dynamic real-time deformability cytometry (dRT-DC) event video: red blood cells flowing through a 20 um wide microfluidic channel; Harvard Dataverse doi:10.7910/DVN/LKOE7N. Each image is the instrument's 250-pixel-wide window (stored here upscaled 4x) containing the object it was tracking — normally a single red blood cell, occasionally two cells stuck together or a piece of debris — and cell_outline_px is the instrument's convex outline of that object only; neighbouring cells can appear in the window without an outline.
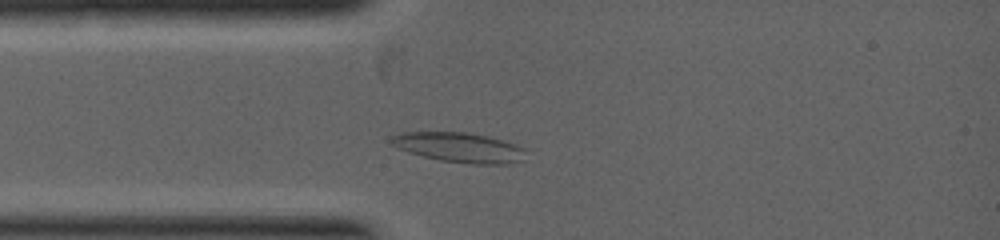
{"species": "common noctule bat (a hibernating species)", "species_latin": "Nyctalus noctula", "temperature_condition": "warm", "stored_images_in_passage": 9, "camera_frame_rate_fps": 5000, "um_per_image_px": 0.085, "animal": {"sex": "female", "body_mass_g": 19.0, "forearm_length_mm": 53.3}, "frame": {"image": 1, "passage_image": 3, "time_ms": 1.0, "image_size_px": [1000, 240], "cell_outline_px": [[524, 160], [508, 164], [476, 164], [440, 160], [408, 152], [392, 144], [392, 136], [404, 132], [464, 132], [488, 136], [524, 148]], "centroid_in_image_um": [39.06, 12.53], "position_along_channel_um": 45.9, "area_um2": 22.95}}
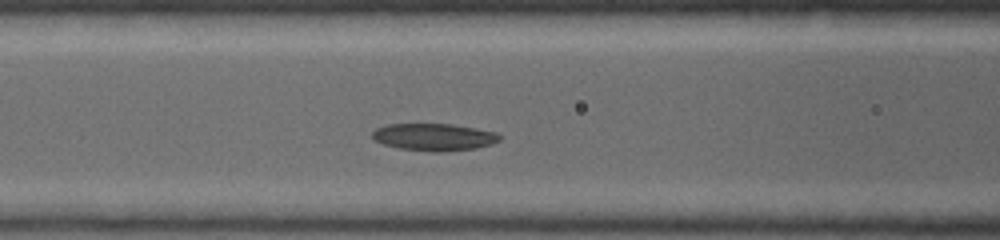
{"frame": {"image": 2, "passage_image": 6, "time_ms": 2.2, "image_size_px": [1000, 240], "cell_outline_px": [[504, 136], [500, 140], [492, 144], [476, 148], [444, 152], [428, 152], [400, 148], [384, 144], [376, 140], [372, 136], [372, 132], [376, 128], [388, 124], [452, 124], [476, 128], [496, 132]], "centroid_in_image_um": [36.94, 11.65], "position_along_channel_um": 129.7, "area_um2": 20.35}}
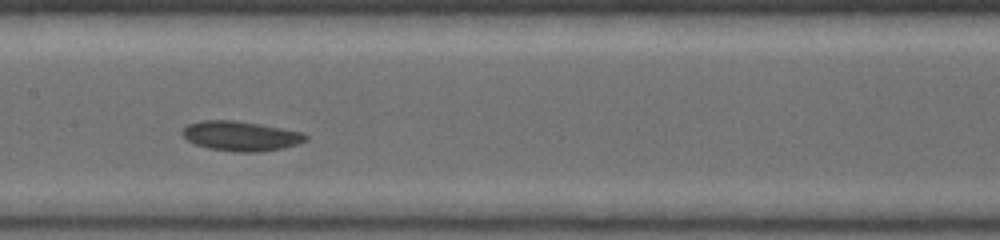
{"frame": {"image": 3, "passage_image": 8, "time_ms": 3.0, "image_size_px": [1000, 240], "cell_outline_px": [[308, 140], [284, 148], [260, 152], [236, 152], [208, 148], [196, 144], [188, 140], [180, 132], [188, 124], [200, 120], [232, 120], [260, 124], [304, 132], [308, 136]], "centroid_in_image_um": [20.49, 11.56], "position_along_channel_um": 186.9, "area_um2": 21.44}}